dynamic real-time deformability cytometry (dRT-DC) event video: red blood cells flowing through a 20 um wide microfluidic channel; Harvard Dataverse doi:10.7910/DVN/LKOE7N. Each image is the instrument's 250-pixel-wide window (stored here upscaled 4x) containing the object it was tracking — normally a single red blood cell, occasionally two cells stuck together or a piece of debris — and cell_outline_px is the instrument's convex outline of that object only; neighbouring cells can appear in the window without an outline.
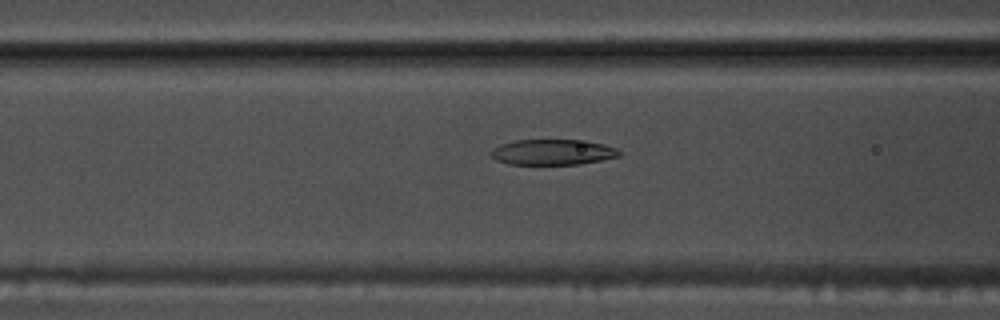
{"species": "common noctule bat (a hibernating species)", "species_latin": "Nyctalus noctula", "temperature_condition": "warm", "stored_images_in_passage": 54, "camera_frame_rate_fps": 3000, "um_per_image_px": 0.085, "animal": {"sex": "male", "body_mass_g": 17.5, "forearm_length_mm": 52.3}, "frame": {"image": 1, "passage_image": 22, "time_ms": 7.0, "image_size_px": [1000, 320], "cell_outline_px": [[620, 156], [580, 164], [508, 164], [496, 160], [488, 152], [492, 148], [500, 144], [516, 140], [588, 140], [604, 144], [616, 148], [620, 152]], "centroid_in_image_um": [46.95, 12.92], "position_along_channel_um": 119.6, "area_um2": 19.19}}
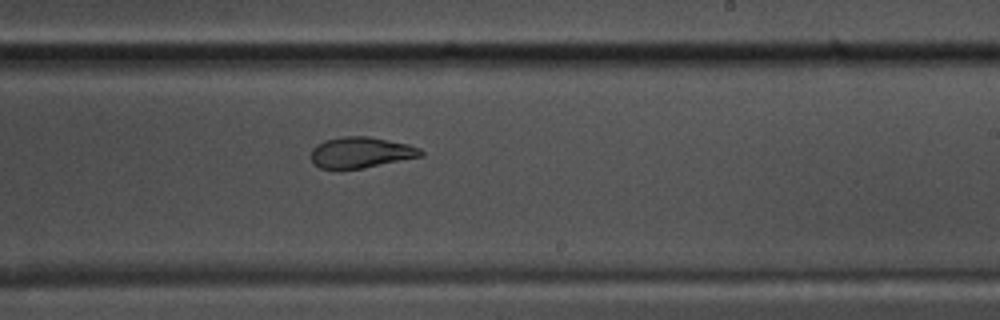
{"frame": {"image": 2, "passage_image": 33, "time_ms": 10.667, "image_size_px": [1000, 320], "cell_outline_px": [[424, 156], [364, 168], [320, 168], [312, 164], [312, 148], [316, 144], [324, 140], [344, 136], [368, 136], [408, 144], [420, 148], [424, 152]], "centroid_in_image_um": [30.69, 12.95], "position_along_channel_um": 258.3, "area_um2": 19.83}}
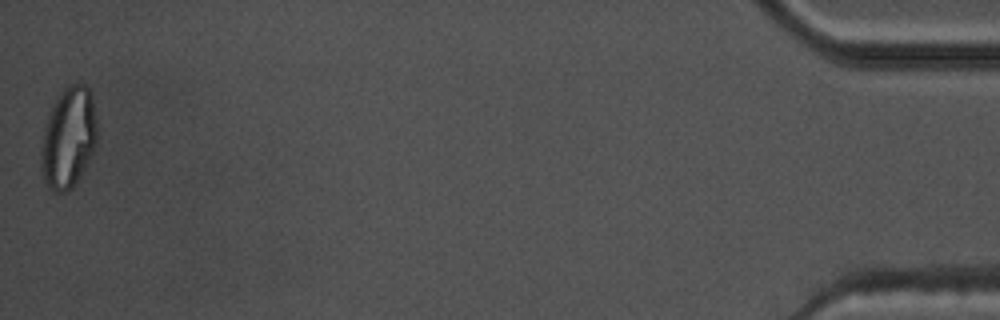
{"frame": {"image": 3, "passage_image": 54, "time_ms": 17.667, "image_size_px": [1000, 320], "cell_outline_px": [[96, 152], [72, 188], [64, 192], [52, 192], [48, 188], [44, 180], [40, 168], [40, 152], [44, 128], [48, 116], [56, 100], [64, 88], [72, 84], [88, 84], [92, 96], [96, 120]], "centroid_in_image_um": [5.83, 11.76], "position_along_channel_um": 429.4, "area_um2": 33.29}, "authors_computed_cell_mechanics": {"area_um2": 22.0507, "velocity_mm_per_s": 3.7972, "shape_relaxation_time_tau1_ms": 6.8145, "shape_relaxation_time_tau2_ms": 1.1025, "deformation_change_tau1": 0.2371, "deformation_change_tau2": 0.0839}}